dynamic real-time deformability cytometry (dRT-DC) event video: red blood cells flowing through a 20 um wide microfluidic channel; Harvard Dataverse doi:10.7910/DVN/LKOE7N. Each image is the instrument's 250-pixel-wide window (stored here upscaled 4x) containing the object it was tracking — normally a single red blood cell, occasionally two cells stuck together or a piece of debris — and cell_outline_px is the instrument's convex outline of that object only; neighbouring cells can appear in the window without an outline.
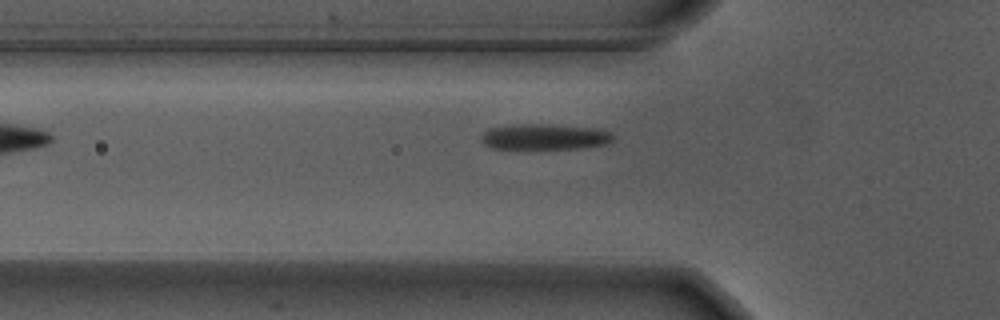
{"species": "Egyptian fruit bat (a non-hibernating species)", "species_latin": "Rousettus aegyptiacus", "temperature_condition": "warm", "stored_images_in_passage": 37, "camera_frame_rate_fps": 3000, "um_per_image_px": 0.085, "animal": {"sex": "male"}, "frame": {"image": 1, "passage_image": 4, "time_ms": 1.0, "image_size_px": [1000, 320], "cell_outline_px": [[616, 136], [608, 144], [580, 148], [492, 148], [484, 144], [480, 136], [488, 128], [508, 124], [548, 124], [596, 128], [608, 132]], "centroid_in_image_um": [46.28, 11.61], "position_along_channel_um": 79.5, "area_um2": 19.83}}
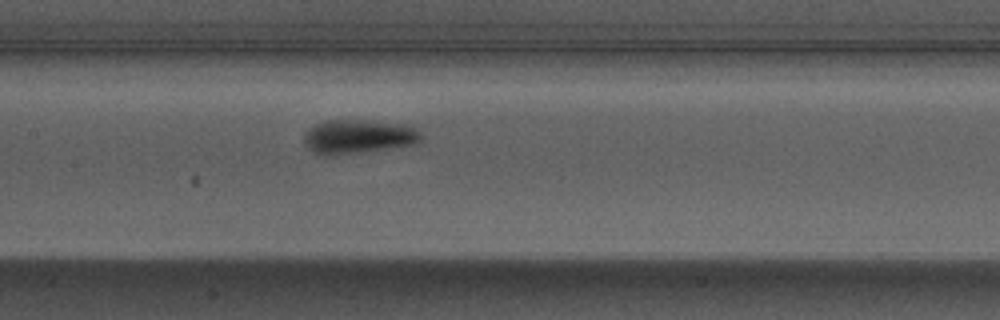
{"frame": {"image": 2, "passage_image": 12, "time_ms": 3.667, "image_size_px": [1000, 320], "cell_outline_px": [[424, 136], [416, 144], [364, 152], [336, 156], [320, 156], [312, 152], [308, 148], [304, 140], [304, 132], [308, 128], [324, 120], [364, 120], [412, 124]], "centroid_in_image_um": [30.46, 11.62], "position_along_channel_um": 176.9, "area_um2": 23.93}}
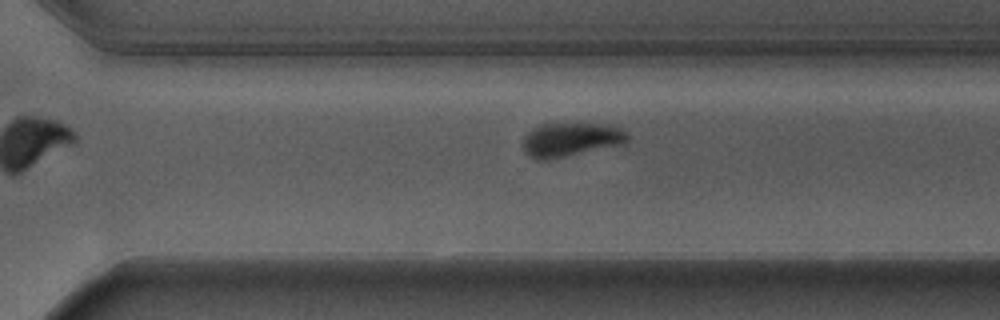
{"frame": {"image": 3, "passage_image": 24, "time_ms": 7.667, "image_size_px": [1000, 320], "cell_outline_px": [[632, 136], [624, 144], [548, 160], [536, 160], [528, 156], [524, 152], [524, 136], [532, 128], [540, 124], [564, 120], [612, 124], [628, 132]], "centroid_in_image_um": [48.56, 11.8], "position_along_channel_um": 322.0, "area_um2": 21.96}}